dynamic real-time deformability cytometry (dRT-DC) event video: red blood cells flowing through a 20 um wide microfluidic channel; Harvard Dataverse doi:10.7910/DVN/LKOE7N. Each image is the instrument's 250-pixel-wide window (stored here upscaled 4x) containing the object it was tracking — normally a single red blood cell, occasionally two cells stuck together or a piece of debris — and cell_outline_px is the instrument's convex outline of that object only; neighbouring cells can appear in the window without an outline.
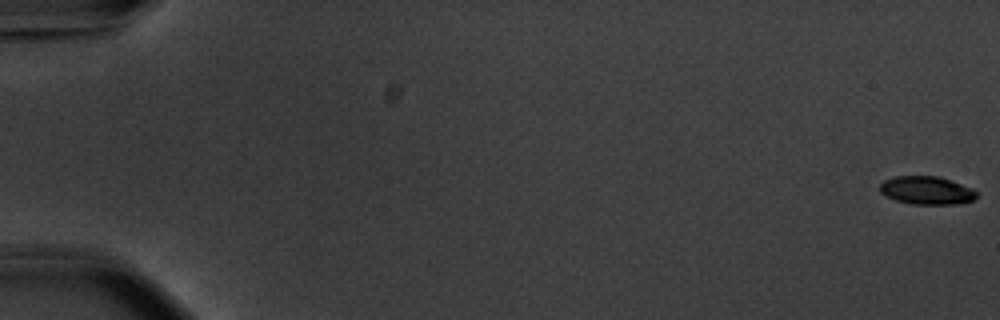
{"species": "common noctule bat (a hibernating species)", "species_latin": "Nyctalus noctula", "temperature_condition": "warm", "stored_images_in_passage": 56, "camera_frame_rate_fps": 3000, "um_per_image_px": 0.085, "animal": {"sex": "male", "body_mass_g": 20.1, "forearm_length_mm": 53.5}, "frame": {"image": 1, "passage_image": 1, "time_ms": 0.0, "image_size_px": [1000, 320], "cell_outline_px": [[976, 196], [972, 200], [960, 204], [912, 204], [896, 200], [884, 196], [880, 192], [880, 184], [884, 180], [896, 176], [940, 176], [952, 180], [972, 188], [976, 192]], "centroid_in_image_um": [78.75, 16.18], "position_along_channel_um": 6.2, "area_um2": 15.95}}
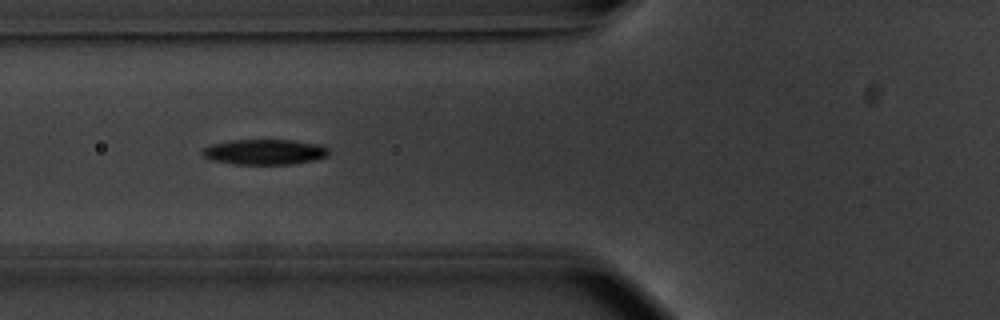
{"frame": {"image": 2, "passage_image": 23, "time_ms": 7.333, "image_size_px": [1000, 320], "cell_outline_px": [[328, 156], [312, 160], [292, 164], [236, 164], [212, 160], [204, 156], [200, 152], [204, 148], [212, 144], [232, 140], [292, 140], [320, 144], [328, 148]], "centroid_in_image_um": [22.5, 12.91], "position_along_channel_um": 103.3, "area_um2": 18.55}}
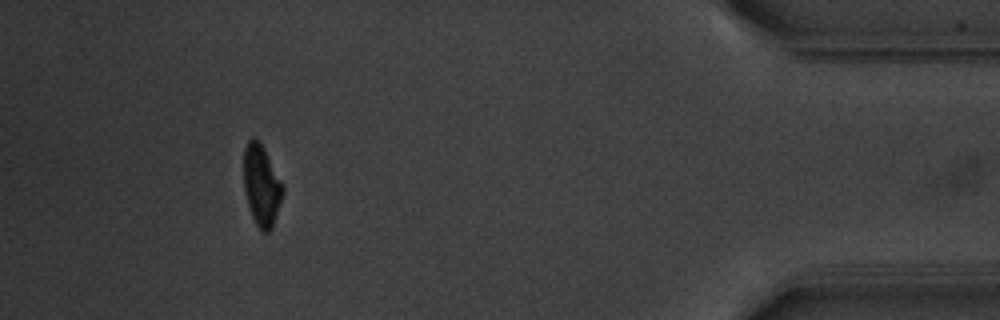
{"frame": {"image": 3, "passage_image": 52, "time_ms": 17.0, "image_size_px": [1000, 320], "cell_outline_px": [[284, 192], [272, 228], [268, 232], [260, 232], [252, 216], [248, 204], [244, 188], [244, 148], [248, 140], [252, 136], [264, 148], [284, 184]], "centroid_in_image_um": [22.24, 15.77], "position_along_channel_um": 413.0, "area_um2": 18.5}, "authors_computed_cell_mechanics": {"area_um2": 18.496, "velocity_mm_per_s": 3.752, "shape_relaxation_time_tau1_ms": 2.8811, "shape_relaxation_time_tau2_ms": 6.5955, "deformation_change_tau1": 0.1539, "deformation_change_tau2": 0.1189}}